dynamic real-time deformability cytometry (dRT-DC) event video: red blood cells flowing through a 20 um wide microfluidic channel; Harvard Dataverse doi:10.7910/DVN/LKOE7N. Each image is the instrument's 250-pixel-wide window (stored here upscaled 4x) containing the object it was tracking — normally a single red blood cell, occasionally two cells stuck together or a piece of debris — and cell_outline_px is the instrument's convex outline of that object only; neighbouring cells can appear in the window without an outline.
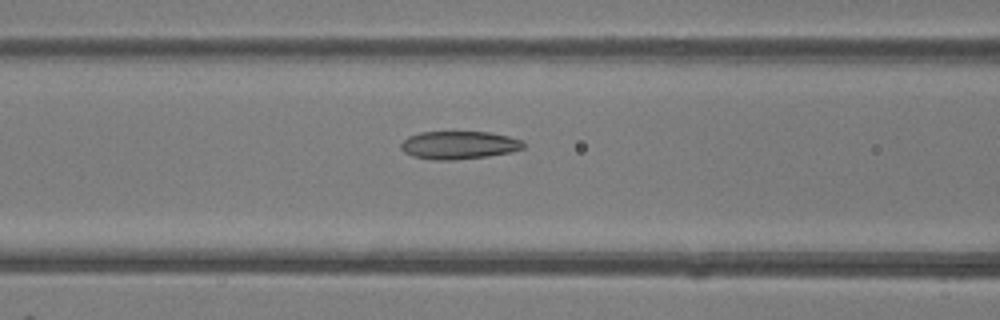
{"species": "common noctule bat (a hibernating species)", "species_latin": "Nyctalus noctula", "temperature_condition": "room temperature", "stored_images_in_passage": 32, "camera_frame_rate_fps": 3000, "um_per_image_px": 0.085, "animal": {"sex": "female"}, "frame": {"image": 1, "passage_image": 9, "time_ms": 2.667, "image_size_px": [1000, 320], "cell_outline_px": [[524, 148], [512, 152], [488, 156], [452, 160], [436, 160], [412, 156], [404, 152], [400, 148], [400, 144], [408, 136], [420, 132], [488, 132], [508, 136], [524, 140]], "centroid_in_image_um": [39.02, 12.33], "position_along_channel_um": 127.6, "area_um2": 20.06}}
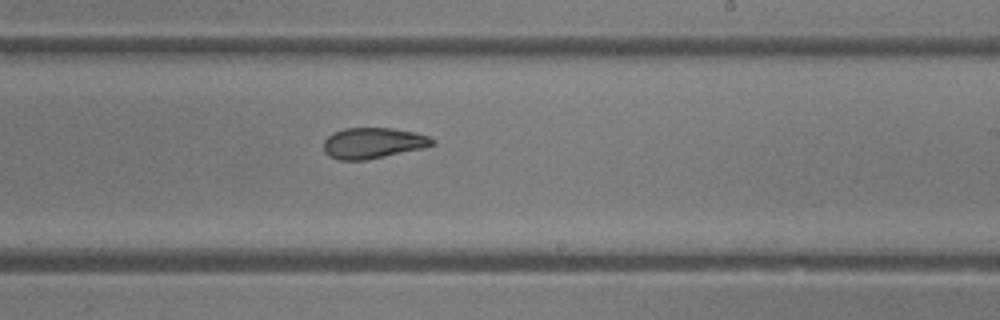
{"frame": {"image": 2, "passage_image": 18, "time_ms": 5.667, "image_size_px": [1000, 320], "cell_outline_px": [[436, 144], [424, 148], [368, 160], [336, 160], [328, 156], [324, 152], [324, 140], [332, 132], [344, 128], [392, 128], [412, 132], [428, 136], [436, 140]], "centroid_in_image_um": [31.69, 12.17], "position_along_channel_um": 257.3, "area_um2": 19.77}}
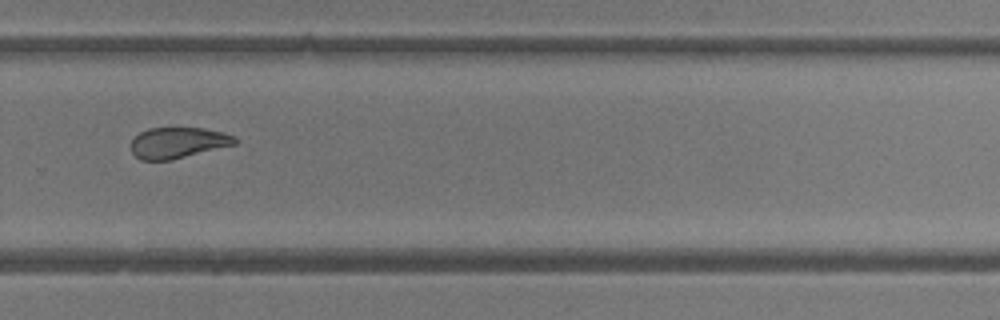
{"frame": {"image": 3, "passage_image": 22, "time_ms": 7.0, "image_size_px": [1000, 320], "cell_outline_px": [[236, 144], [172, 160], [140, 160], [132, 152], [132, 140], [140, 132], [148, 128], [204, 128], [224, 132], [236, 136]], "centroid_in_image_um": [15.15, 12.13], "position_along_channel_um": 314.7, "area_um2": 18.73}, "authors_computed_cell_mechanics": {"area_um2": 19.8832, "velocity_mm_per_s": 4.333, "shape_relaxation_time_tau1_ms": 5.0633, "shape_relaxation_time_tau2_ms": 2.8948, "deformation_change_tau1": 0.1297, "deformation_change_tau2": 0.0967}}